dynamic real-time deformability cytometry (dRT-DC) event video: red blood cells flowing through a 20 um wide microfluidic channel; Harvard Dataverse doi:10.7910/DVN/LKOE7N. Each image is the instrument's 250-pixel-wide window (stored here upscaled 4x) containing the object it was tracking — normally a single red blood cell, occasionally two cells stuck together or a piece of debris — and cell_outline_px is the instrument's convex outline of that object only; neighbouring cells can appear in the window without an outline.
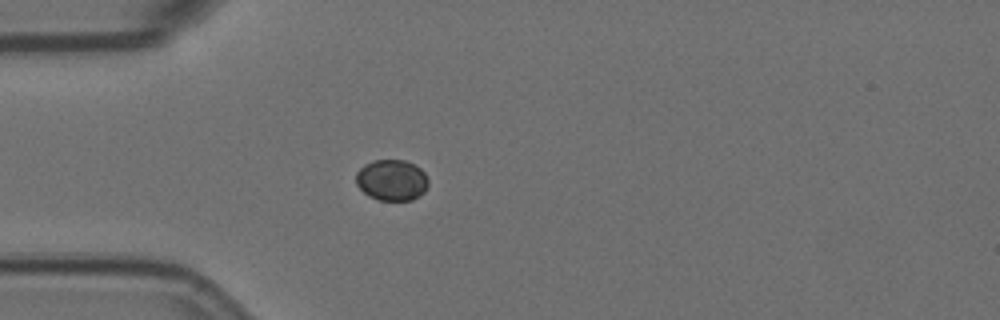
{"species": "Egyptian fruit bat (a non-hibernating species)", "species_latin": "Rousettus aegyptiacus", "temperature_condition": "room temperature", "stored_images_in_passage": 3, "camera_frame_rate_fps": 3000, "um_per_image_px": 0.085, "animal": {"sex": "female"}, "frame": {"image": 1, "passage_image": 3, "time_ms": 0.667, "image_size_px": [1000, 320], "cell_outline_px": [[428, 184], [424, 192], [420, 196], [412, 200], [380, 200], [368, 196], [356, 184], [356, 172], [364, 164], [372, 160], [404, 160], [420, 168], [424, 172], [428, 180]], "centroid_in_image_um": [33.29, 15.31], "position_along_channel_um": 51.7, "area_um2": 17.34}}